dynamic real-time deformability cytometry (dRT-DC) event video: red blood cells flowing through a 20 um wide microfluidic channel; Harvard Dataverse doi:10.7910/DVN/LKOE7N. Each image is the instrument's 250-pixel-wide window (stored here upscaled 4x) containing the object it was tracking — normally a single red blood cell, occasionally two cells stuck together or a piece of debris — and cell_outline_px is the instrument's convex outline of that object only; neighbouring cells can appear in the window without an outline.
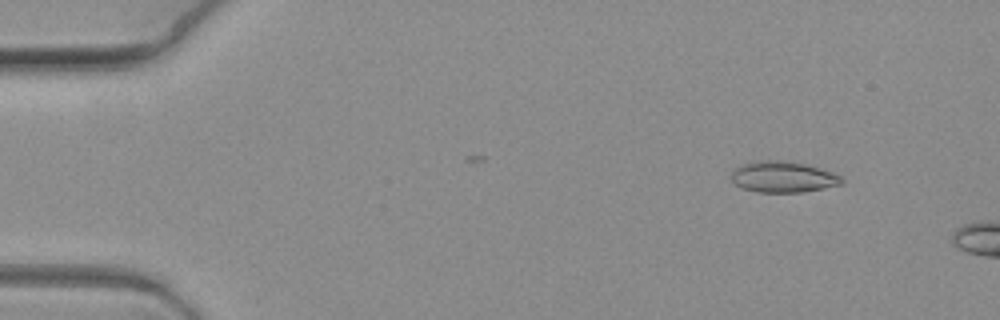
{"species": "common noctule bat (a hibernating species)", "species_latin": "Nyctalus noctula", "temperature_condition": "warm", "stored_images_in_passage": 5, "camera_frame_rate_fps": 3000, "um_per_image_px": 0.085, "animal": {"sex": "female", "body_mass_g": 19.3, "forearm_length_mm": 54.1}, "frame": {"image": 1, "passage_image": 2, "time_ms": 0.333, "image_size_px": [1000, 320], "cell_outline_px": [[844, 184], [800, 192], [756, 192], [744, 188], [736, 184], [732, 180], [732, 172], [736, 168], [744, 164], [756, 160], [776, 160], [804, 164], [832, 172], [840, 176], [844, 180]], "centroid_in_image_um": [66.57, 15.04], "position_along_channel_um": 18.4, "area_um2": 19.65}}